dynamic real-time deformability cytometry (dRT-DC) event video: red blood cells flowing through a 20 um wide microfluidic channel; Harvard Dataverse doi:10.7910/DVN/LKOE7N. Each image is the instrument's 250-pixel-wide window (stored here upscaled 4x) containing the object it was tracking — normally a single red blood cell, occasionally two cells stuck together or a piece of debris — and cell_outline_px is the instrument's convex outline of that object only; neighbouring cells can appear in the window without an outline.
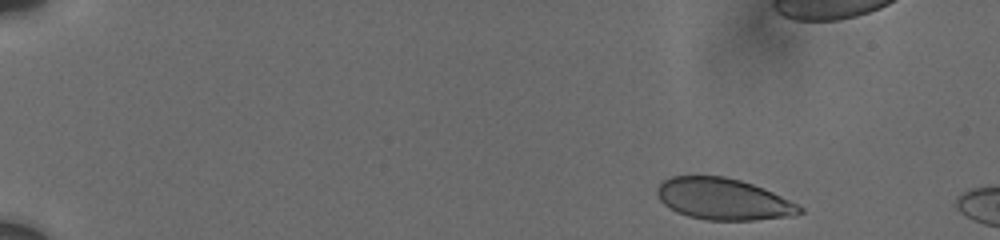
{"species": "human", "species_latin": "Homo sapiens", "temperature_condition": "cold", "stored_images_in_passage": 11, "camera_frame_rate_fps": 3000, "um_per_image_px": 0.085, "donor": {"sex": "male"}, "frame": {"image": 1, "passage_image": 1, "time_ms": 0.0, "image_size_px": [1000, 240], "cell_outline_px": [[804, 212], [796, 216], [756, 220], [704, 220], [688, 216], [676, 212], [664, 204], [660, 200], [656, 192], [656, 188], [664, 180], [672, 176], [724, 176], [740, 180], [764, 188], [804, 208]], "centroid_in_image_um": [61.49, 16.93], "position_along_channel_um": 23.5, "area_um2": 34.56}}